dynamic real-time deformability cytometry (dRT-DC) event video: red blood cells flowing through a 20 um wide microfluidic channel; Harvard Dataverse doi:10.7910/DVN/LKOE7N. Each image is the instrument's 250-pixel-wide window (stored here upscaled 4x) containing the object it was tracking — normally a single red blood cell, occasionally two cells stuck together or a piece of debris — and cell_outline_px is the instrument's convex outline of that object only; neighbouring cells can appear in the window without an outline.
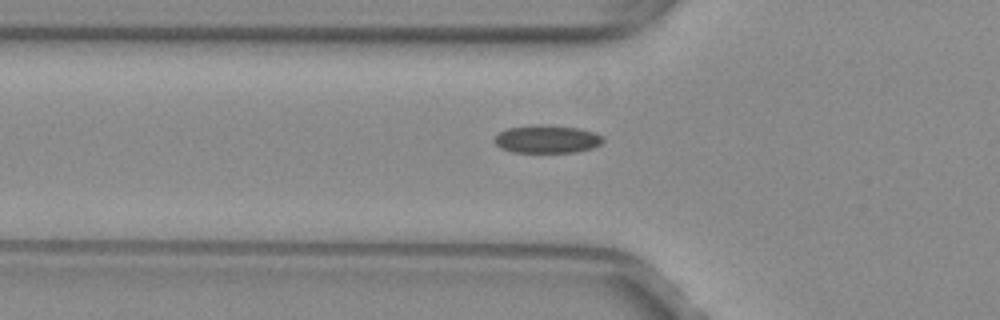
{"species": "common noctule bat (a hibernating species)", "species_latin": "Nyctalus noctula", "temperature_condition": "warm", "stored_images_in_passage": 39, "camera_frame_rate_fps": 3000, "um_per_image_px": 0.085, "animal": {"sex": "female", "body_mass_g": 29.2, "forearm_length_mm": 56.3}, "frame": {"image": 1, "passage_image": 7, "time_ms": 2.0, "image_size_px": [1000, 320], "cell_outline_px": [[604, 140], [600, 144], [592, 148], [576, 152], [512, 152], [500, 148], [492, 140], [500, 132], [508, 128], [540, 124], [580, 128], [596, 132], [604, 136]], "centroid_in_image_um": [46.52, 11.82], "position_along_channel_um": 79.3, "area_um2": 17.8}}
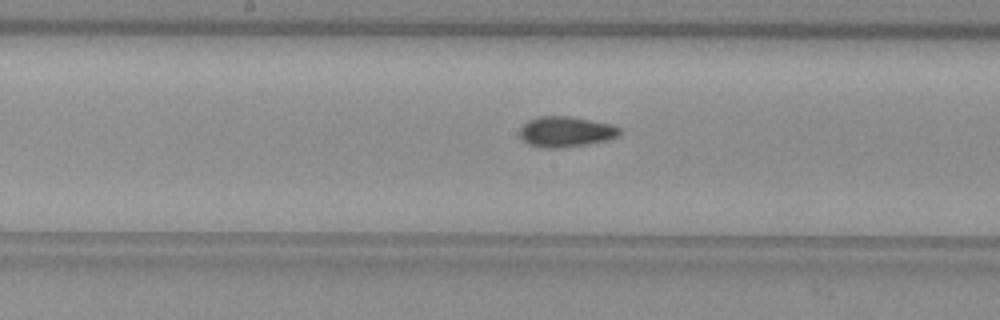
{"frame": {"image": 2, "passage_image": 16, "time_ms": 5.0, "image_size_px": [1000, 320], "cell_outline_px": [[624, 132], [620, 136], [588, 144], [560, 148], [544, 148], [528, 144], [520, 136], [520, 128], [528, 120], [536, 116], [572, 116], [612, 124], [620, 128]], "centroid_in_image_um": [48.12, 11.18], "position_along_channel_um": 200.1, "area_um2": 17.98}}
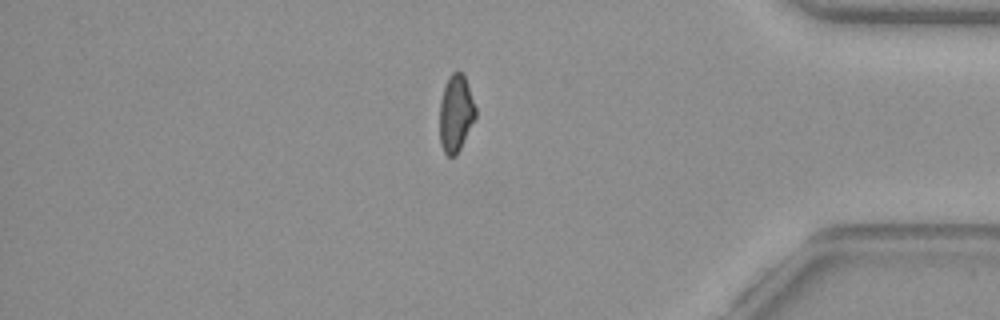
{"frame": {"image": 3, "passage_image": 33, "time_ms": 10.667, "image_size_px": [1000, 320], "cell_outline_px": [[476, 116], [456, 156], [448, 156], [444, 152], [440, 144], [440, 100], [448, 76], [452, 72], [460, 72], [464, 76], [476, 108]], "centroid_in_image_um": [38.73, 9.65], "position_along_channel_um": 396.5, "area_um2": 15.9}}